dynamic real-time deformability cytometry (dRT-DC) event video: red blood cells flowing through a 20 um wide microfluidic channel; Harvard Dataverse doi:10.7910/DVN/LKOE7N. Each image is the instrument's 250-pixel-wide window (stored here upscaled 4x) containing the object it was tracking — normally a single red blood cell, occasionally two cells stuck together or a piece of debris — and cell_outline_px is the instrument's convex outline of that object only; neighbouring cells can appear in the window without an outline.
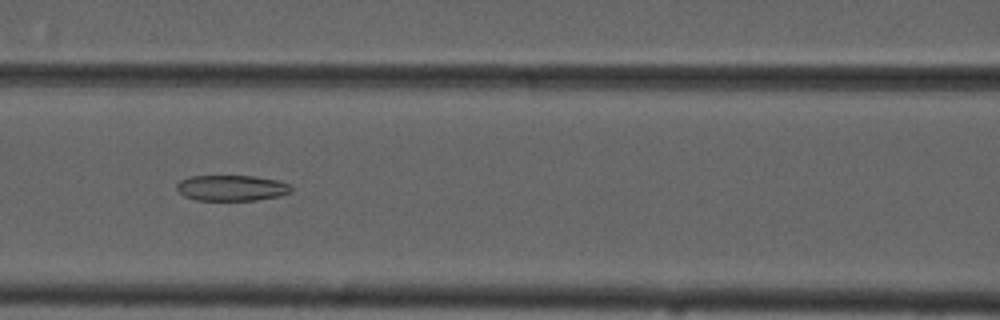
{"species": "common noctule bat (a hibernating species)", "species_latin": "Nyctalus noctula", "temperature_condition": "cold", "stored_images_in_passage": 44, "camera_frame_rate_fps": 3000, "um_per_image_px": 0.085, "animal": {"sex": "male", "forearm_length_mm": 52.5}, "frame": {"image": 1, "passage_image": 13, "time_ms": 4.0, "image_size_px": [1000, 320], "cell_outline_px": [[292, 192], [280, 196], [256, 200], [196, 200], [184, 196], [176, 188], [176, 184], [180, 180], [188, 176], [252, 176], [276, 180], [288, 184], [292, 188]], "centroid_in_image_um": [19.67, 15.98], "position_along_channel_um": 146.9, "area_um2": 17.17}}
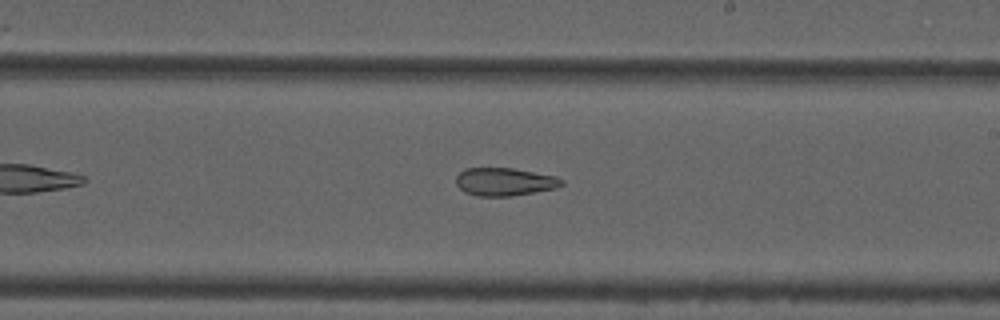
{"frame": {"image": 2, "passage_image": 21, "time_ms": 6.667, "image_size_px": [1000, 320], "cell_outline_px": [[564, 184], [556, 188], [508, 196], [476, 196], [464, 192], [456, 184], [456, 176], [464, 168], [512, 168], [556, 176], [564, 180]], "centroid_in_image_um": [42.87, 15.44], "position_along_channel_um": 246.1, "area_um2": 17.17}}
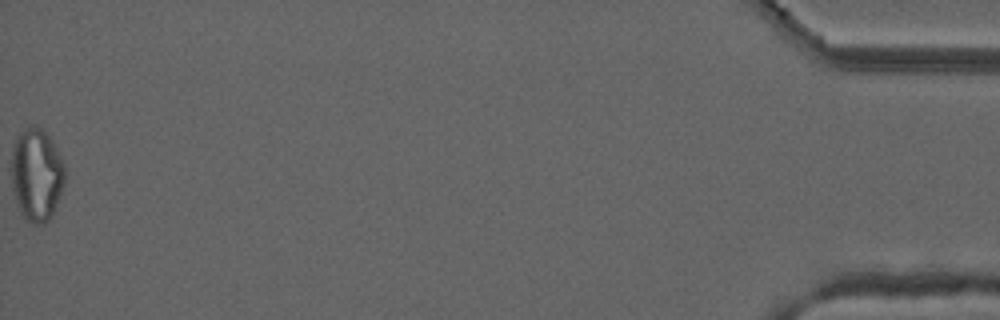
{"frame": {"image": 3, "passage_image": 44, "time_ms": 14.333, "image_size_px": [1000, 320], "cell_outline_px": [[64, 184], [56, 204], [48, 220], [44, 224], [32, 224], [24, 220], [20, 212], [12, 188], [12, 152], [16, 140], [32, 124], [36, 124], [52, 140], [64, 164]], "centroid_in_image_um": [3.11, 14.89], "position_along_channel_um": 432.1, "area_um2": 28.44}, "authors_computed_cell_mechanics": {"area_um2": 20.3745, "velocity_mm_per_s": 3.7347, "shape_relaxation_time_tau1_ms": null, "shape_relaxation_time_tau2_ms": 3.6835, "deformation_change_tau1": null, "deformation_change_tau2": 0.1152}}